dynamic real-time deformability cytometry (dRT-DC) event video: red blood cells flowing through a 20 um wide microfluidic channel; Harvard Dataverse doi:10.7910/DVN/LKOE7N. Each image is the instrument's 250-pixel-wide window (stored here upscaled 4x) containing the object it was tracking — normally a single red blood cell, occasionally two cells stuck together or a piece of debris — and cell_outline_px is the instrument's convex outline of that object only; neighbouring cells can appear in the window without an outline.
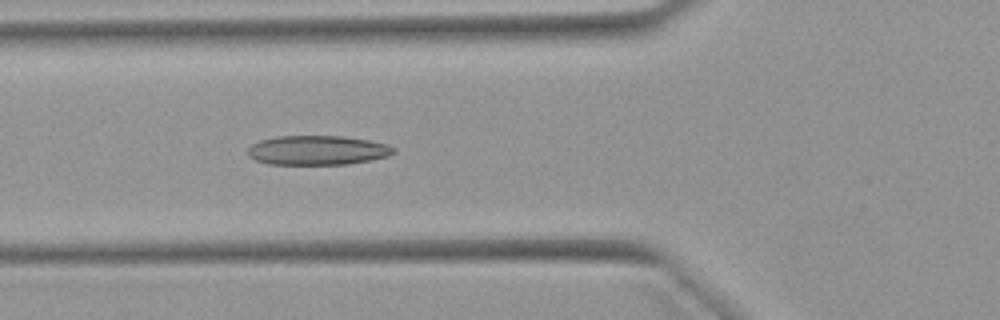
{"species": "Egyptian fruit bat (a non-hibernating species)", "species_latin": "Rousettus aegyptiacus", "temperature_condition": "warm", "stored_images_in_passage": 52, "camera_frame_rate_fps": 3000, "um_per_image_px": 0.085, "animal": {"sex": "female"}, "frame": {"image": 1, "passage_image": 19, "time_ms": 6.0, "image_size_px": [1000, 320], "cell_outline_px": [[396, 152], [388, 156], [372, 160], [348, 164], [268, 164], [256, 160], [248, 156], [248, 148], [252, 144], [260, 140], [276, 136], [344, 136], [368, 140], [388, 144], [396, 148]], "centroid_in_image_um": [27.01, 12.77], "position_along_channel_um": 98.8, "area_um2": 25.14}}
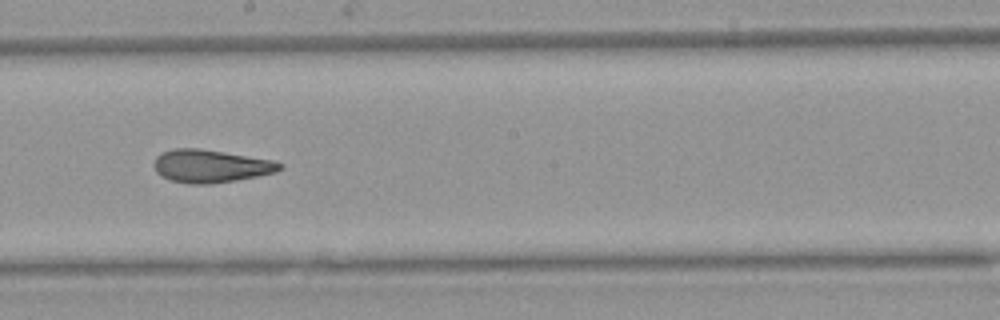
{"frame": {"image": 2, "passage_image": 29, "time_ms": 9.333, "image_size_px": [1000, 320], "cell_outline_px": [[284, 168], [276, 172], [236, 180], [212, 184], [188, 184], [172, 180], [160, 176], [156, 172], [152, 164], [156, 156], [160, 152], [172, 148], [200, 148], [272, 160], [284, 164]], "centroid_in_image_um": [17.87, 14.11], "position_along_channel_um": 230.3, "area_um2": 24.33}}
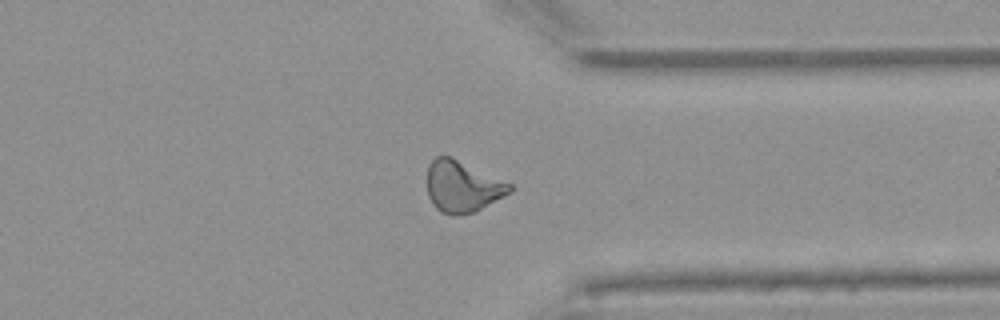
{"frame": {"image": 3, "passage_image": 40, "time_ms": 13.0, "image_size_px": [1000, 320], "cell_outline_px": [[512, 188], [504, 196], [472, 212], [460, 216], [456, 216], [440, 212], [436, 208], [428, 196], [428, 164], [436, 156], [452, 156], [512, 184]], "centroid_in_image_um": [39.28, 15.84], "position_along_channel_um": 372.1, "area_um2": 24.57}, "authors_computed_cell_mechanics": {"area_um2": 24.6228, "velocity_mm_per_s": 3.9449, "shape_relaxation_time_tau1_ms": null, "shape_relaxation_time_tau2_ms": 2.5146, "deformation_change_tau1": null, "deformation_change_tau2": 0.1144}}